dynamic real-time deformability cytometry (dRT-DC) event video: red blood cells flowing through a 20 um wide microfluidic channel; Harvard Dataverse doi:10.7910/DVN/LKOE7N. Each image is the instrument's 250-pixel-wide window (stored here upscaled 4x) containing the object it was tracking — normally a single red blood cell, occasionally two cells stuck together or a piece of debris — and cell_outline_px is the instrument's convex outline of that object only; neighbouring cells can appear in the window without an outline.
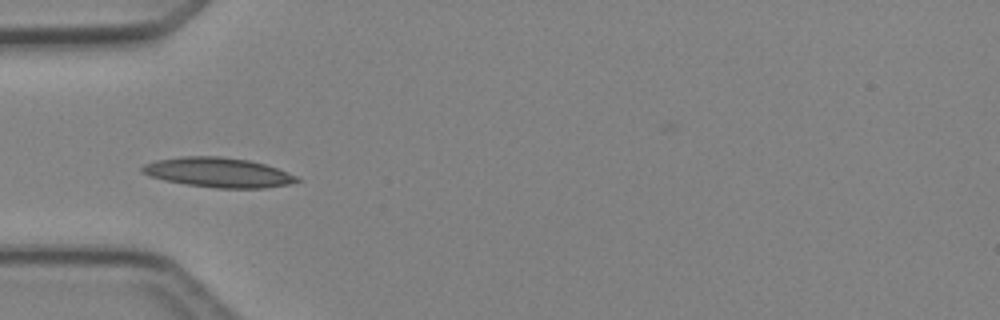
{"species": "Egyptian fruit bat (a non-hibernating species)", "species_latin": "Rousettus aegyptiacus", "temperature_condition": "cold", "stored_images_in_passage": 5, "camera_frame_rate_fps": 3000, "um_per_image_px": 0.085, "animal": {"sex": "female"}, "frame": {"image": 1, "passage_image": 5, "time_ms": 4.667, "image_size_px": [1000, 320], "cell_outline_px": [[300, 180], [288, 184], [264, 188], [216, 188], [188, 184], [164, 180], [140, 172], [140, 168], [144, 164], [156, 160], [180, 156], [220, 156], [248, 160], [264, 164], [276, 168], [296, 176]], "centroid_in_image_um": [18.5, 14.65], "position_along_channel_um": 66.5, "area_um2": 26.53}}